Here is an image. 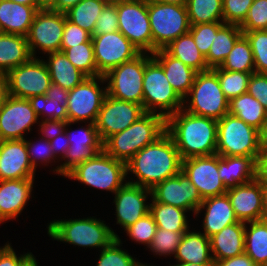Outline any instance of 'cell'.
I'll list each match as a JSON object with an SVG mask.
<instances>
[{"label": "cell", "mask_w": 267, "mask_h": 266, "mask_svg": "<svg viewBox=\"0 0 267 266\" xmlns=\"http://www.w3.org/2000/svg\"><path fill=\"white\" fill-rule=\"evenodd\" d=\"M38 6L0 0V32L27 36Z\"/></svg>", "instance_id": "83f0119b"}, {"label": "cell", "mask_w": 267, "mask_h": 266, "mask_svg": "<svg viewBox=\"0 0 267 266\" xmlns=\"http://www.w3.org/2000/svg\"><path fill=\"white\" fill-rule=\"evenodd\" d=\"M150 203V213L152 214L157 228L174 232H187L189 223L187 220V210L156 202L153 199ZM186 212V213H185Z\"/></svg>", "instance_id": "8d00e7d4"}, {"label": "cell", "mask_w": 267, "mask_h": 266, "mask_svg": "<svg viewBox=\"0 0 267 266\" xmlns=\"http://www.w3.org/2000/svg\"><path fill=\"white\" fill-rule=\"evenodd\" d=\"M60 51L63 52L68 60L86 77L97 76L92 39L88 42Z\"/></svg>", "instance_id": "60d3db41"}, {"label": "cell", "mask_w": 267, "mask_h": 266, "mask_svg": "<svg viewBox=\"0 0 267 266\" xmlns=\"http://www.w3.org/2000/svg\"><path fill=\"white\" fill-rule=\"evenodd\" d=\"M261 148L267 149V121L265 122L263 130L260 132Z\"/></svg>", "instance_id": "003e7915"}, {"label": "cell", "mask_w": 267, "mask_h": 266, "mask_svg": "<svg viewBox=\"0 0 267 266\" xmlns=\"http://www.w3.org/2000/svg\"><path fill=\"white\" fill-rule=\"evenodd\" d=\"M152 56L161 64L172 88L187 104L185 97L190 92L197 71L170 55L165 49H158Z\"/></svg>", "instance_id": "484cf974"}, {"label": "cell", "mask_w": 267, "mask_h": 266, "mask_svg": "<svg viewBox=\"0 0 267 266\" xmlns=\"http://www.w3.org/2000/svg\"><path fill=\"white\" fill-rule=\"evenodd\" d=\"M172 266H213V264H194V263L178 262L176 265Z\"/></svg>", "instance_id": "8c879c8a"}, {"label": "cell", "mask_w": 267, "mask_h": 266, "mask_svg": "<svg viewBox=\"0 0 267 266\" xmlns=\"http://www.w3.org/2000/svg\"><path fill=\"white\" fill-rule=\"evenodd\" d=\"M26 142V147H27V152H28V157L30 160V163L34 169L38 166V162L45 163V166L47 165L46 163H50L51 160H55V156L52 152L50 142L41 137V140L37 142H30L25 139ZM36 143V144H35Z\"/></svg>", "instance_id": "816d5d0a"}, {"label": "cell", "mask_w": 267, "mask_h": 266, "mask_svg": "<svg viewBox=\"0 0 267 266\" xmlns=\"http://www.w3.org/2000/svg\"><path fill=\"white\" fill-rule=\"evenodd\" d=\"M147 53L124 62L104 75L107 94L113 98L134 102L143 107V76Z\"/></svg>", "instance_id": "30bf717a"}, {"label": "cell", "mask_w": 267, "mask_h": 266, "mask_svg": "<svg viewBox=\"0 0 267 266\" xmlns=\"http://www.w3.org/2000/svg\"><path fill=\"white\" fill-rule=\"evenodd\" d=\"M185 99L190 101L188 106L184 103L183 109L197 116L218 121L229 111V100L225 97L218 76L212 69L197 72Z\"/></svg>", "instance_id": "ba28073f"}, {"label": "cell", "mask_w": 267, "mask_h": 266, "mask_svg": "<svg viewBox=\"0 0 267 266\" xmlns=\"http://www.w3.org/2000/svg\"><path fill=\"white\" fill-rule=\"evenodd\" d=\"M214 261L235 257L245 251V222H237L224 227L209 237Z\"/></svg>", "instance_id": "4316f807"}, {"label": "cell", "mask_w": 267, "mask_h": 266, "mask_svg": "<svg viewBox=\"0 0 267 266\" xmlns=\"http://www.w3.org/2000/svg\"><path fill=\"white\" fill-rule=\"evenodd\" d=\"M256 179L267 184V149L260 150L256 160Z\"/></svg>", "instance_id": "94428289"}, {"label": "cell", "mask_w": 267, "mask_h": 266, "mask_svg": "<svg viewBox=\"0 0 267 266\" xmlns=\"http://www.w3.org/2000/svg\"><path fill=\"white\" fill-rule=\"evenodd\" d=\"M33 254L25 253L23 255H16L10 243H6L0 247V266H23Z\"/></svg>", "instance_id": "9f6ffc18"}, {"label": "cell", "mask_w": 267, "mask_h": 266, "mask_svg": "<svg viewBox=\"0 0 267 266\" xmlns=\"http://www.w3.org/2000/svg\"><path fill=\"white\" fill-rule=\"evenodd\" d=\"M99 81L104 83V76L86 77L68 92V122L73 124L82 121L85 123L86 120H90V123H95L103 100L107 95L106 87L100 88Z\"/></svg>", "instance_id": "4fadbf2b"}, {"label": "cell", "mask_w": 267, "mask_h": 266, "mask_svg": "<svg viewBox=\"0 0 267 266\" xmlns=\"http://www.w3.org/2000/svg\"><path fill=\"white\" fill-rule=\"evenodd\" d=\"M213 266H257L254 261L244 252L235 257L221 261H214Z\"/></svg>", "instance_id": "91938a15"}, {"label": "cell", "mask_w": 267, "mask_h": 266, "mask_svg": "<svg viewBox=\"0 0 267 266\" xmlns=\"http://www.w3.org/2000/svg\"><path fill=\"white\" fill-rule=\"evenodd\" d=\"M46 61L51 82L70 91L80 84L86 76L80 72L61 51L48 53Z\"/></svg>", "instance_id": "1f68e13d"}, {"label": "cell", "mask_w": 267, "mask_h": 266, "mask_svg": "<svg viewBox=\"0 0 267 266\" xmlns=\"http://www.w3.org/2000/svg\"><path fill=\"white\" fill-rule=\"evenodd\" d=\"M106 4L104 0H81L65 13L66 19L92 35L96 21Z\"/></svg>", "instance_id": "74e56055"}, {"label": "cell", "mask_w": 267, "mask_h": 266, "mask_svg": "<svg viewBox=\"0 0 267 266\" xmlns=\"http://www.w3.org/2000/svg\"><path fill=\"white\" fill-rule=\"evenodd\" d=\"M10 1L27 6H38V0H10Z\"/></svg>", "instance_id": "89a4df30"}, {"label": "cell", "mask_w": 267, "mask_h": 266, "mask_svg": "<svg viewBox=\"0 0 267 266\" xmlns=\"http://www.w3.org/2000/svg\"><path fill=\"white\" fill-rule=\"evenodd\" d=\"M65 19V13L53 10H38L36 12L26 36L32 57H36L35 50L37 48L44 54L60 51Z\"/></svg>", "instance_id": "9a60e30c"}, {"label": "cell", "mask_w": 267, "mask_h": 266, "mask_svg": "<svg viewBox=\"0 0 267 266\" xmlns=\"http://www.w3.org/2000/svg\"><path fill=\"white\" fill-rule=\"evenodd\" d=\"M38 120L28 99L7 95L0 106V141L25 139L23 134Z\"/></svg>", "instance_id": "e0dca14e"}, {"label": "cell", "mask_w": 267, "mask_h": 266, "mask_svg": "<svg viewBox=\"0 0 267 266\" xmlns=\"http://www.w3.org/2000/svg\"><path fill=\"white\" fill-rule=\"evenodd\" d=\"M65 177L115 194L126 183V163L116 160L102 150L77 165Z\"/></svg>", "instance_id": "8992f818"}, {"label": "cell", "mask_w": 267, "mask_h": 266, "mask_svg": "<svg viewBox=\"0 0 267 266\" xmlns=\"http://www.w3.org/2000/svg\"><path fill=\"white\" fill-rule=\"evenodd\" d=\"M195 185L202 200L226 194L227 188L219 177L218 154L182 160V169Z\"/></svg>", "instance_id": "ac0fdd59"}, {"label": "cell", "mask_w": 267, "mask_h": 266, "mask_svg": "<svg viewBox=\"0 0 267 266\" xmlns=\"http://www.w3.org/2000/svg\"><path fill=\"white\" fill-rule=\"evenodd\" d=\"M121 239L115 238L107 247L103 248L96 266H141L125 250L120 249Z\"/></svg>", "instance_id": "ee69618b"}, {"label": "cell", "mask_w": 267, "mask_h": 266, "mask_svg": "<svg viewBox=\"0 0 267 266\" xmlns=\"http://www.w3.org/2000/svg\"><path fill=\"white\" fill-rule=\"evenodd\" d=\"M143 110L162 115L165 119L181 110L184 100L172 88L161 64L152 56L146 55L143 76ZM157 109H160L157 110Z\"/></svg>", "instance_id": "5b68a950"}, {"label": "cell", "mask_w": 267, "mask_h": 266, "mask_svg": "<svg viewBox=\"0 0 267 266\" xmlns=\"http://www.w3.org/2000/svg\"><path fill=\"white\" fill-rule=\"evenodd\" d=\"M97 76L137 57L141 52L119 30L116 32L91 35Z\"/></svg>", "instance_id": "5bb4252c"}, {"label": "cell", "mask_w": 267, "mask_h": 266, "mask_svg": "<svg viewBox=\"0 0 267 266\" xmlns=\"http://www.w3.org/2000/svg\"><path fill=\"white\" fill-rule=\"evenodd\" d=\"M202 209H206L202 229L207 237L220 232L224 227L240 222L227 194L204 199L195 212L196 216L203 211Z\"/></svg>", "instance_id": "d4e9b609"}, {"label": "cell", "mask_w": 267, "mask_h": 266, "mask_svg": "<svg viewBox=\"0 0 267 266\" xmlns=\"http://www.w3.org/2000/svg\"><path fill=\"white\" fill-rule=\"evenodd\" d=\"M181 169L182 159L179 151L166 131L126 163L127 175L132 172L137 177V181L128 182L148 189L176 176Z\"/></svg>", "instance_id": "6da1fadb"}, {"label": "cell", "mask_w": 267, "mask_h": 266, "mask_svg": "<svg viewBox=\"0 0 267 266\" xmlns=\"http://www.w3.org/2000/svg\"><path fill=\"white\" fill-rule=\"evenodd\" d=\"M166 132L182 160L216 154L217 120L191 114L182 108L166 118Z\"/></svg>", "instance_id": "7a4b0ae2"}, {"label": "cell", "mask_w": 267, "mask_h": 266, "mask_svg": "<svg viewBox=\"0 0 267 266\" xmlns=\"http://www.w3.org/2000/svg\"><path fill=\"white\" fill-rule=\"evenodd\" d=\"M31 57L26 36L0 32V73L7 74Z\"/></svg>", "instance_id": "4dcf8cb0"}, {"label": "cell", "mask_w": 267, "mask_h": 266, "mask_svg": "<svg viewBox=\"0 0 267 266\" xmlns=\"http://www.w3.org/2000/svg\"><path fill=\"white\" fill-rule=\"evenodd\" d=\"M242 32L252 49L255 72L267 74V30Z\"/></svg>", "instance_id": "f6af8a7d"}, {"label": "cell", "mask_w": 267, "mask_h": 266, "mask_svg": "<svg viewBox=\"0 0 267 266\" xmlns=\"http://www.w3.org/2000/svg\"><path fill=\"white\" fill-rule=\"evenodd\" d=\"M7 95L29 99L46 95L51 77L45 61L31 57L24 64L10 70L7 74Z\"/></svg>", "instance_id": "7c38bea8"}, {"label": "cell", "mask_w": 267, "mask_h": 266, "mask_svg": "<svg viewBox=\"0 0 267 266\" xmlns=\"http://www.w3.org/2000/svg\"><path fill=\"white\" fill-rule=\"evenodd\" d=\"M71 122H67L65 131L69 141V148L64 156L65 160L60 166H57L54 172L66 176L77 165L90 159L94 154L103 150V142L101 141L95 123H88L87 128L83 126L78 132L67 131ZM78 133V134H77ZM77 134V135H76Z\"/></svg>", "instance_id": "d6986e66"}, {"label": "cell", "mask_w": 267, "mask_h": 266, "mask_svg": "<svg viewBox=\"0 0 267 266\" xmlns=\"http://www.w3.org/2000/svg\"><path fill=\"white\" fill-rule=\"evenodd\" d=\"M47 232L54 240L80 247L105 248L119 236L104 221L90 217L83 219L54 220Z\"/></svg>", "instance_id": "277c9868"}, {"label": "cell", "mask_w": 267, "mask_h": 266, "mask_svg": "<svg viewBox=\"0 0 267 266\" xmlns=\"http://www.w3.org/2000/svg\"><path fill=\"white\" fill-rule=\"evenodd\" d=\"M29 102L35 113L38 115V119L41 115L42 120L55 119L68 121L67 115V100H55L50 99L46 95H39L30 97Z\"/></svg>", "instance_id": "7bdbcfd3"}, {"label": "cell", "mask_w": 267, "mask_h": 266, "mask_svg": "<svg viewBox=\"0 0 267 266\" xmlns=\"http://www.w3.org/2000/svg\"><path fill=\"white\" fill-rule=\"evenodd\" d=\"M164 49L197 72H204L210 69L206 63L205 56L200 52L189 32L173 40Z\"/></svg>", "instance_id": "e575fe53"}, {"label": "cell", "mask_w": 267, "mask_h": 266, "mask_svg": "<svg viewBox=\"0 0 267 266\" xmlns=\"http://www.w3.org/2000/svg\"><path fill=\"white\" fill-rule=\"evenodd\" d=\"M242 35L243 32L239 26L224 23L215 34L209 53L205 57L208 67L210 69L220 67Z\"/></svg>", "instance_id": "836d02e7"}, {"label": "cell", "mask_w": 267, "mask_h": 266, "mask_svg": "<svg viewBox=\"0 0 267 266\" xmlns=\"http://www.w3.org/2000/svg\"><path fill=\"white\" fill-rule=\"evenodd\" d=\"M68 121L62 120H55V119H48L42 120L40 122V132L44 137L42 138L47 139L48 141L53 140L56 136L60 135L65 131V127Z\"/></svg>", "instance_id": "6f0895ef"}, {"label": "cell", "mask_w": 267, "mask_h": 266, "mask_svg": "<svg viewBox=\"0 0 267 266\" xmlns=\"http://www.w3.org/2000/svg\"><path fill=\"white\" fill-rule=\"evenodd\" d=\"M144 113L141 105L119 100L107 94L95 121L101 141L104 142L113 134L125 130Z\"/></svg>", "instance_id": "2e32d148"}, {"label": "cell", "mask_w": 267, "mask_h": 266, "mask_svg": "<svg viewBox=\"0 0 267 266\" xmlns=\"http://www.w3.org/2000/svg\"><path fill=\"white\" fill-rule=\"evenodd\" d=\"M68 92L69 91L64 89L63 87L51 83L46 96L50 99H55V100H67Z\"/></svg>", "instance_id": "6125c7cd"}, {"label": "cell", "mask_w": 267, "mask_h": 266, "mask_svg": "<svg viewBox=\"0 0 267 266\" xmlns=\"http://www.w3.org/2000/svg\"><path fill=\"white\" fill-rule=\"evenodd\" d=\"M58 5V0H38L39 10H53Z\"/></svg>", "instance_id": "03108f58"}, {"label": "cell", "mask_w": 267, "mask_h": 266, "mask_svg": "<svg viewBox=\"0 0 267 266\" xmlns=\"http://www.w3.org/2000/svg\"><path fill=\"white\" fill-rule=\"evenodd\" d=\"M260 150L259 130L229 113L217 121L216 154L253 157L257 160Z\"/></svg>", "instance_id": "52a82bcc"}, {"label": "cell", "mask_w": 267, "mask_h": 266, "mask_svg": "<svg viewBox=\"0 0 267 266\" xmlns=\"http://www.w3.org/2000/svg\"><path fill=\"white\" fill-rule=\"evenodd\" d=\"M25 139L0 141V180L34 178Z\"/></svg>", "instance_id": "603a6c76"}, {"label": "cell", "mask_w": 267, "mask_h": 266, "mask_svg": "<svg viewBox=\"0 0 267 266\" xmlns=\"http://www.w3.org/2000/svg\"><path fill=\"white\" fill-rule=\"evenodd\" d=\"M244 252L257 266H267V219L245 222Z\"/></svg>", "instance_id": "d590c367"}, {"label": "cell", "mask_w": 267, "mask_h": 266, "mask_svg": "<svg viewBox=\"0 0 267 266\" xmlns=\"http://www.w3.org/2000/svg\"><path fill=\"white\" fill-rule=\"evenodd\" d=\"M90 39L91 34L89 32L65 19L60 50H66L67 48L88 42Z\"/></svg>", "instance_id": "db71d44e"}, {"label": "cell", "mask_w": 267, "mask_h": 266, "mask_svg": "<svg viewBox=\"0 0 267 266\" xmlns=\"http://www.w3.org/2000/svg\"><path fill=\"white\" fill-rule=\"evenodd\" d=\"M253 0H222L224 23L240 26Z\"/></svg>", "instance_id": "f907efd6"}, {"label": "cell", "mask_w": 267, "mask_h": 266, "mask_svg": "<svg viewBox=\"0 0 267 266\" xmlns=\"http://www.w3.org/2000/svg\"><path fill=\"white\" fill-rule=\"evenodd\" d=\"M23 266H38L34 255Z\"/></svg>", "instance_id": "753ad0ef"}, {"label": "cell", "mask_w": 267, "mask_h": 266, "mask_svg": "<svg viewBox=\"0 0 267 266\" xmlns=\"http://www.w3.org/2000/svg\"><path fill=\"white\" fill-rule=\"evenodd\" d=\"M141 266H153V265H147V263L142 264Z\"/></svg>", "instance_id": "11e5206c"}, {"label": "cell", "mask_w": 267, "mask_h": 266, "mask_svg": "<svg viewBox=\"0 0 267 266\" xmlns=\"http://www.w3.org/2000/svg\"><path fill=\"white\" fill-rule=\"evenodd\" d=\"M247 92L256 98L267 111V74H251Z\"/></svg>", "instance_id": "11a10c76"}, {"label": "cell", "mask_w": 267, "mask_h": 266, "mask_svg": "<svg viewBox=\"0 0 267 266\" xmlns=\"http://www.w3.org/2000/svg\"><path fill=\"white\" fill-rule=\"evenodd\" d=\"M148 17L153 38V53L190 30L186 5L148 0Z\"/></svg>", "instance_id": "9c48e42d"}, {"label": "cell", "mask_w": 267, "mask_h": 266, "mask_svg": "<svg viewBox=\"0 0 267 266\" xmlns=\"http://www.w3.org/2000/svg\"><path fill=\"white\" fill-rule=\"evenodd\" d=\"M190 25L224 22L222 0H187Z\"/></svg>", "instance_id": "f35d334b"}, {"label": "cell", "mask_w": 267, "mask_h": 266, "mask_svg": "<svg viewBox=\"0 0 267 266\" xmlns=\"http://www.w3.org/2000/svg\"><path fill=\"white\" fill-rule=\"evenodd\" d=\"M49 142L54 156L57 157V155L59 154L58 156L61 155V159H63L70 146L66 131L56 136L53 140H50Z\"/></svg>", "instance_id": "680465c9"}, {"label": "cell", "mask_w": 267, "mask_h": 266, "mask_svg": "<svg viewBox=\"0 0 267 266\" xmlns=\"http://www.w3.org/2000/svg\"><path fill=\"white\" fill-rule=\"evenodd\" d=\"M104 1H106L107 3H116L122 0H104Z\"/></svg>", "instance_id": "34e18365"}, {"label": "cell", "mask_w": 267, "mask_h": 266, "mask_svg": "<svg viewBox=\"0 0 267 266\" xmlns=\"http://www.w3.org/2000/svg\"><path fill=\"white\" fill-rule=\"evenodd\" d=\"M118 14L116 3H107L99 15L92 35H101L118 30Z\"/></svg>", "instance_id": "f5cc1de1"}, {"label": "cell", "mask_w": 267, "mask_h": 266, "mask_svg": "<svg viewBox=\"0 0 267 266\" xmlns=\"http://www.w3.org/2000/svg\"><path fill=\"white\" fill-rule=\"evenodd\" d=\"M81 0H58V5L53 9L60 13H66L69 9L77 5Z\"/></svg>", "instance_id": "be15d7a7"}, {"label": "cell", "mask_w": 267, "mask_h": 266, "mask_svg": "<svg viewBox=\"0 0 267 266\" xmlns=\"http://www.w3.org/2000/svg\"><path fill=\"white\" fill-rule=\"evenodd\" d=\"M263 212L264 219H267V184H263Z\"/></svg>", "instance_id": "a7ac6f4b"}, {"label": "cell", "mask_w": 267, "mask_h": 266, "mask_svg": "<svg viewBox=\"0 0 267 266\" xmlns=\"http://www.w3.org/2000/svg\"><path fill=\"white\" fill-rule=\"evenodd\" d=\"M229 114L243 120L260 132L267 121V111L261 103L248 92L229 101Z\"/></svg>", "instance_id": "d6a6232c"}, {"label": "cell", "mask_w": 267, "mask_h": 266, "mask_svg": "<svg viewBox=\"0 0 267 266\" xmlns=\"http://www.w3.org/2000/svg\"><path fill=\"white\" fill-rule=\"evenodd\" d=\"M151 198L156 202L193 211V213L203 201L196 186L191 184L183 171L156 184L151 189Z\"/></svg>", "instance_id": "ffe728a7"}, {"label": "cell", "mask_w": 267, "mask_h": 266, "mask_svg": "<svg viewBox=\"0 0 267 266\" xmlns=\"http://www.w3.org/2000/svg\"><path fill=\"white\" fill-rule=\"evenodd\" d=\"M34 178L0 180V224L15 219L30 199Z\"/></svg>", "instance_id": "cb8c5ba5"}, {"label": "cell", "mask_w": 267, "mask_h": 266, "mask_svg": "<svg viewBox=\"0 0 267 266\" xmlns=\"http://www.w3.org/2000/svg\"><path fill=\"white\" fill-rule=\"evenodd\" d=\"M223 24L224 22H212L190 26L189 33L192 35L196 46L205 57L209 53L215 34H217L218 29Z\"/></svg>", "instance_id": "c3c4849f"}, {"label": "cell", "mask_w": 267, "mask_h": 266, "mask_svg": "<svg viewBox=\"0 0 267 266\" xmlns=\"http://www.w3.org/2000/svg\"><path fill=\"white\" fill-rule=\"evenodd\" d=\"M184 233L157 228L152 243L147 248L159 256L175 255Z\"/></svg>", "instance_id": "bcb514c9"}, {"label": "cell", "mask_w": 267, "mask_h": 266, "mask_svg": "<svg viewBox=\"0 0 267 266\" xmlns=\"http://www.w3.org/2000/svg\"><path fill=\"white\" fill-rule=\"evenodd\" d=\"M149 195L151 196V189L126 181L114 196L117 224L126 230L149 213L150 205L146 204Z\"/></svg>", "instance_id": "44dd1931"}, {"label": "cell", "mask_w": 267, "mask_h": 266, "mask_svg": "<svg viewBox=\"0 0 267 266\" xmlns=\"http://www.w3.org/2000/svg\"><path fill=\"white\" fill-rule=\"evenodd\" d=\"M227 196L239 221H259L264 219L263 184L257 179L228 188Z\"/></svg>", "instance_id": "7402d4cb"}, {"label": "cell", "mask_w": 267, "mask_h": 266, "mask_svg": "<svg viewBox=\"0 0 267 266\" xmlns=\"http://www.w3.org/2000/svg\"><path fill=\"white\" fill-rule=\"evenodd\" d=\"M153 1L160 3L179 4V5H186L187 3V0H153Z\"/></svg>", "instance_id": "2644e50d"}, {"label": "cell", "mask_w": 267, "mask_h": 266, "mask_svg": "<svg viewBox=\"0 0 267 266\" xmlns=\"http://www.w3.org/2000/svg\"><path fill=\"white\" fill-rule=\"evenodd\" d=\"M218 172L227 189L246 184L256 179V160L246 156L218 155Z\"/></svg>", "instance_id": "f1b7e54d"}, {"label": "cell", "mask_w": 267, "mask_h": 266, "mask_svg": "<svg viewBox=\"0 0 267 266\" xmlns=\"http://www.w3.org/2000/svg\"><path fill=\"white\" fill-rule=\"evenodd\" d=\"M212 70L217 74L221 89L229 101L247 92L249 79L253 73L229 71L220 67Z\"/></svg>", "instance_id": "b9f144b4"}, {"label": "cell", "mask_w": 267, "mask_h": 266, "mask_svg": "<svg viewBox=\"0 0 267 266\" xmlns=\"http://www.w3.org/2000/svg\"><path fill=\"white\" fill-rule=\"evenodd\" d=\"M239 27L242 31L267 30V0H253Z\"/></svg>", "instance_id": "681fc988"}, {"label": "cell", "mask_w": 267, "mask_h": 266, "mask_svg": "<svg viewBox=\"0 0 267 266\" xmlns=\"http://www.w3.org/2000/svg\"><path fill=\"white\" fill-rule=\"evenodd\" d=\"M157 225L154 221L152 214L149 212L142 218H140L136 223L129 226L125 232L130 237V239L138 242L139 244H144L150 246L153 237L156 233Z\"/></svg>", "instance_id": "7dc6e473"}, {"label": "cell", "mask_w": 267, "mask_h": 266, "mask_svg": "<svg viewBox=\"0 0 267 266\" xmlns=\"http://www.w3.org/2000/svg\"><path fill=\"white\" fill-rule=\"evenodd\" d=\"M7 96V77L6 74L0 73V106Z\"/></svg>", "instance_id": "e7e4bbea"}, {"label": "cell", "mask_w": 267, "mask_h": 266, "mask_svg": "<svg viewBox=\"0 0 267 266\" xmlns=\"http://www.w3.org/2000/svg\"><path fill=\"white\" fill-rule=\"evenodd\" d=\"M220 68L235 72H255L252 49L249 41L244 35L235 42L233 49L221 64Z\"/></svg>", "instance_id": "ab89813d"}, {"label": "cell", "mask_w": 267, "mask_h": 266, "mask_svg": "<svg viewBox=\"0 0 267 266\" xmlns=\"http://www.w3.org/2000/svg\"><path fill=\"white\" fill-rule=\"evenodd\" d=\"M209 237L204 233L188 230L184 233L174 257L177 262L213 264Z\"/></svg>", "instance_id": "f546056e"}, {"label": "cell", "mask_w": 267, "mask_h": 266, "mask_svg": "<svg viewBox=\"0 0 267 266\" xmlns=\"http://www.w3.org/2000/svg\"><path fill=\"white\" fill-rule=\"evenodd\" d=\"M118 30L140 52L153 54V38L148 17V0L116 2Z\"/></svg>", "instance_id": "8fae6325"}, {"label": "cell", "mask_w": 267, "mask_h": 266, "mask_svg": "<svg viewBox=\"0 0 267 266\" xmlns=\"http://www.w3.org/2000/svg\"><path fill=\"white\" fill-rule=\"evenodd\" d=\"M165 131L166 119L162 115L145 112L128 128L108 137L103 142V150L116 160L127 163Z\"/></svg>", "instance_id": "3957f363"}]
</instances>
